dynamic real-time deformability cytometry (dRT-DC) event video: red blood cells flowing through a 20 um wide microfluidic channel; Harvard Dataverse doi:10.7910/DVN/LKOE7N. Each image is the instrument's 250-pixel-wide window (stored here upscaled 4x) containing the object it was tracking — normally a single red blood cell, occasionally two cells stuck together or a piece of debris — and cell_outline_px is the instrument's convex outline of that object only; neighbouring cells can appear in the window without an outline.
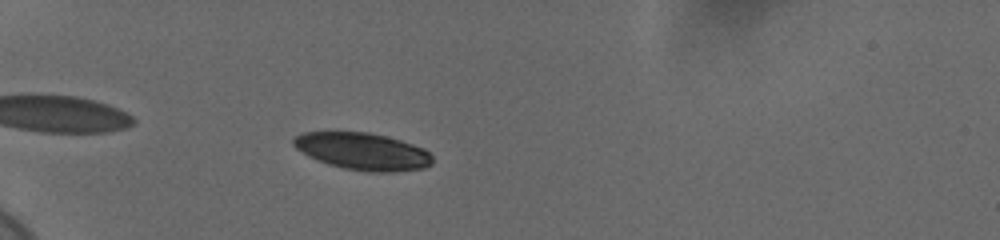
{"species": "human", "species_latin": "Homo sapiens", "temperature_condition": "cold", "stored_images_in_passage": 43, "camera_frame_rate_fps": 3000, "um_per_image_px": 0.085, "donor": {"sex": "female"}, "frame": {"image": 1, "passage_image": 4, "time_ms": 1.0, "image_size_px": [1000, 240], "cell_outline_px": [[432, 164], [424, 168], [392, 172], [368, 172], [344, 168], [328, 164], [308, 156], [296, 148], [292, 144], [292, 140], [296, 136], [304, 132], [368, 132], [400, 140], [424, 148], [432, 156]], "centroid_in_image_um": [30.83, 12.87], "position_along_channel_um": 54.2, "area_um2": 29.94}}
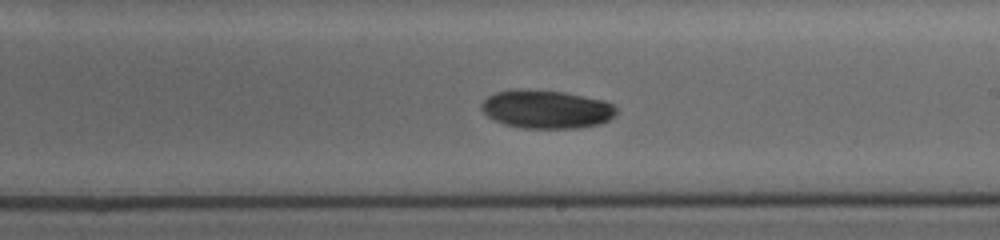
{"frame": {"image": 2, "passage_image": 22, "time_ms": 7.0, "image_size_px": [1000, 240], "cell_outline_px": [[616, 112], [608, 120], [600, 124], [580, 128], [520, 128], [504, 124], [488, 116], [480, 108], [480, 104], [488, 96], [496, 92], [516, 88], [520, 88], [564, 92], [604, 100], [612, 104], [616, 108]], "centroid_in_image_um": [46.42, 9.28], "position_along_channel_um": 242.6, "area_um2": 30.29}}
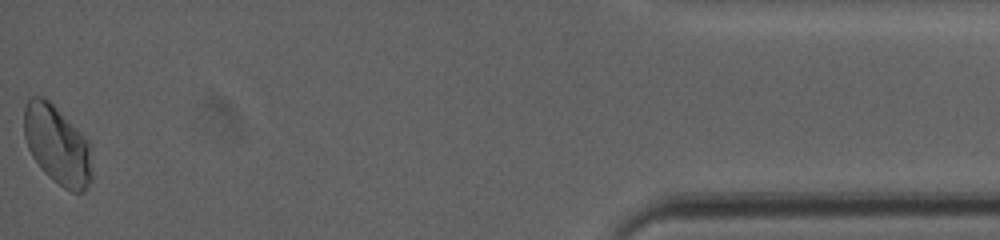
{"frame": {"image": 3, "passage_image": 43, "time_ms": 14.0, "image_size_px": [1000, 240], "cell_outline_px": [[92, 180], [84, 192], [72, 192], [64, 188], [52, 180], [40, 168], [32, 156], [28, 148], [24, 136], [24, 108], [28, 96], [44, 96], [88, 140], [92, 176]], "centroid_in_image_um": [4.84, 12.34], "position_along_channel_um": 430.4, "area_um2": 31.15}, "authors_computed_cell_mechanics": {"area_um2": 29.9404, "velocity_mm_per_s": 3.6574, "shape_relaxation_time_tau1_ms": 2.5186, "shape_relaxation_time_tau2_ms": null, "deformation_change_tau1": 0.0895, "deformation_change_tau2": null}}